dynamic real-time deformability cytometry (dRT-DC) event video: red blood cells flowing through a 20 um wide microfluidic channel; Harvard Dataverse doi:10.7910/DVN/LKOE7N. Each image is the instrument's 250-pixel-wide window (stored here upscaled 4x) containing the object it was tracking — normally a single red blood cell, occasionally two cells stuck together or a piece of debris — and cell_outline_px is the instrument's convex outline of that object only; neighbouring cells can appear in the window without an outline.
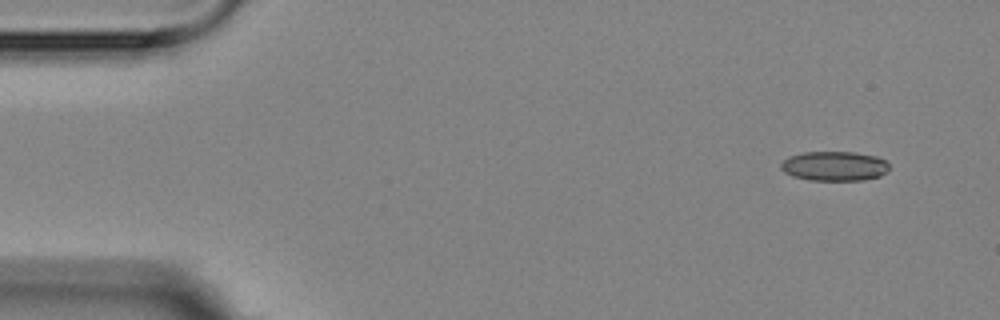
{"species": "Egyptian fruit bat (a non-hibernating species)", "species_latin": "Rousettus aegyptiacus", "temperature_condition": "room temperature", "stored_images_in_passage": 9, "camera_frame_rate_fps": 3000, "um_per_image_px": 0.085, "animal": {"sex": "female"}, "frame": {"image": 1, "passage_image": 1, "time_ms": 0.0, "image_size_px": [1000, 320], "cell_outline_px": [[888, 172], [880, 176], [864, 180], [808, 180], [792, 176], [784, 172], [780, 168], [780, 164], [788, 156], [804, 152], [856, 152], [876, 156], [884, 160], [888, 164]], "centroid_in_image_um": [70.91, 14.12], "position_along_channel_um": 14.1, "area_um2": 18.79}}
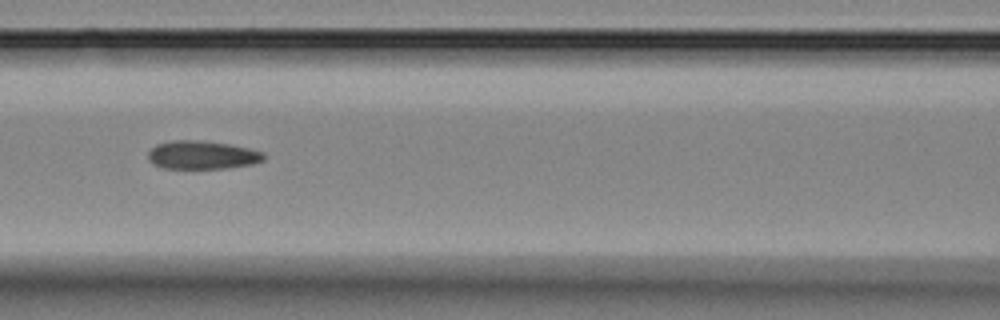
{"frame": {"image": 2, "passage_image": 6, "time_ms": 6.667, "image_size_px": [1000, 320], "cell_outline_px": [[264, 160], [252, 164], [228, 168], [164, 168], [152, 164], [148, 160], [148, 152], [156, 144], [172, 140], [196, 140], [228, 144], [248, 148], [264, 152]], "centroid_in_image_um": [17.16, 13.17], "position_along_channel_um": 149.4, "area_um2": 19.07}}
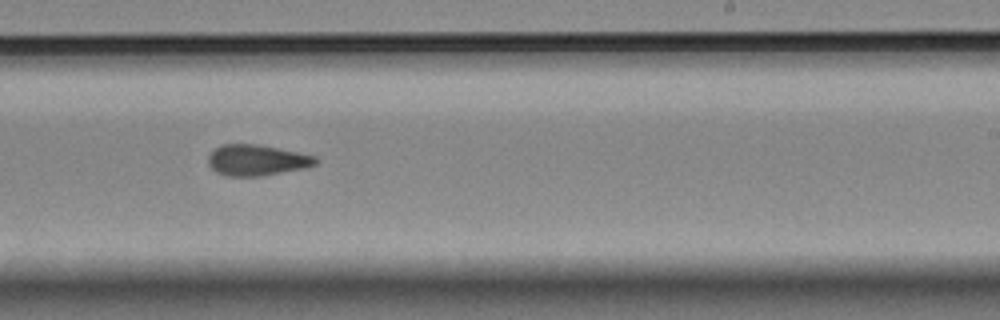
{"frame": {"image": 3, "passage_image": 9, "time_ms": 10.0, "image_size_px": [1000, 320], "cell_outline_px": [[320, 160], [316, 164], [308, 168], [260, 176], [228, 176], [216, 172], [208, 164], [208, 156], [220, 144], [256, 144], [316, 156]], "centroid_in_image_um": [21.85, 13.62], "position_along_channel_um": 267.2, "area_um2": 19.36}}